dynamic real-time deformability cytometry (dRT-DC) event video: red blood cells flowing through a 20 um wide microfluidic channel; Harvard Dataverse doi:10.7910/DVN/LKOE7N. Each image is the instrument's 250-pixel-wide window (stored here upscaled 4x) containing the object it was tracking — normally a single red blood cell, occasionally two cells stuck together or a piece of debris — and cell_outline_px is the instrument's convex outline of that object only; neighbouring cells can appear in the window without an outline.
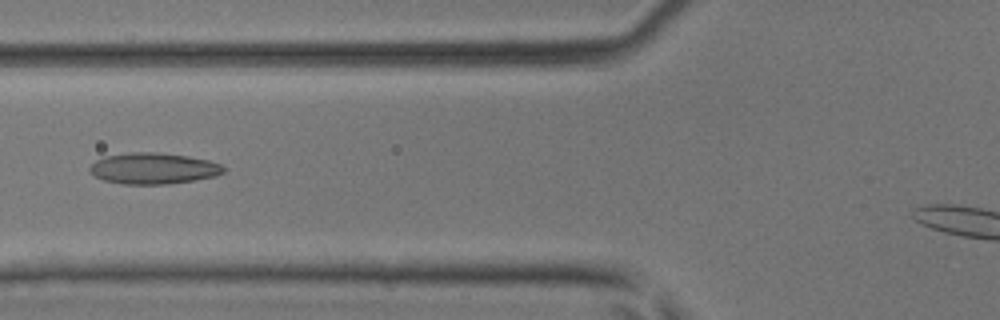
{"species": "common noctule bat (a hibernating species)", "species_latin": "Nyctalus noctula", "temperature_condition": "room temperature", "stored_images_in_passage": 32, "camera_frame_rate_fps": 3000, "um_per_image_px": 0.085, "animal": {"sex": "male", "body_mass_g": 17.9, "forearm_length_mm": 54.2}, "frame": {"image": 1, "passage_image": 8, "time_ms": 2.333, "image_size_px": [1000, 320], "cell_outline_px": [[228, 168], [224, 172], [216, 176], [168, 184], [124, 184], [104, 180], [96, 176], [88, 168], [96, 160], [104, 156], [128, 152], [156, 152], [188, 156], [208, 160], [220, 164]], "centroid_in_image_um": [13.06, 14.3], "position_along_channel_um": 112.7, "area_um2": 24.28}}
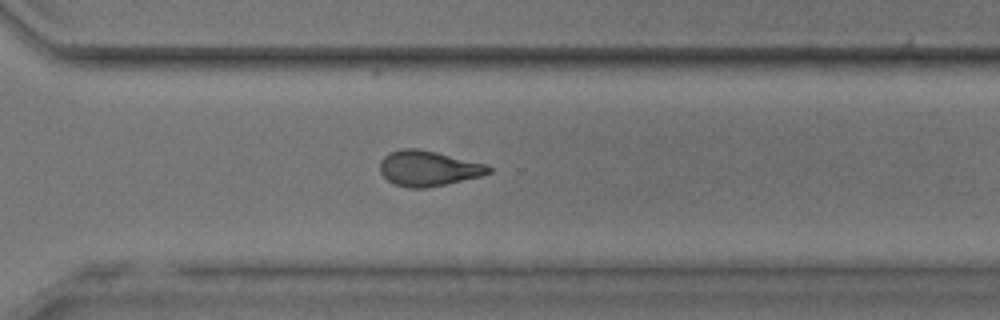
{"frame": {"image": 2, "passage_image": 23, "time_ms": 7.333, "image_size_px": [1000, 320], "cell_outline_px": [[492, 172], [480, 176], [428, 188], [408, 188], [396, 184], [388, 180], [380, 172], [380, 160], [388, 152], [404, 148], [416, 148], [436, 152], [484, 164], [492, 168]], "centroid_in_image_um": [36.37, 14.31], "position_along_channel_um": 334.2, "area_um2": 22.2}}
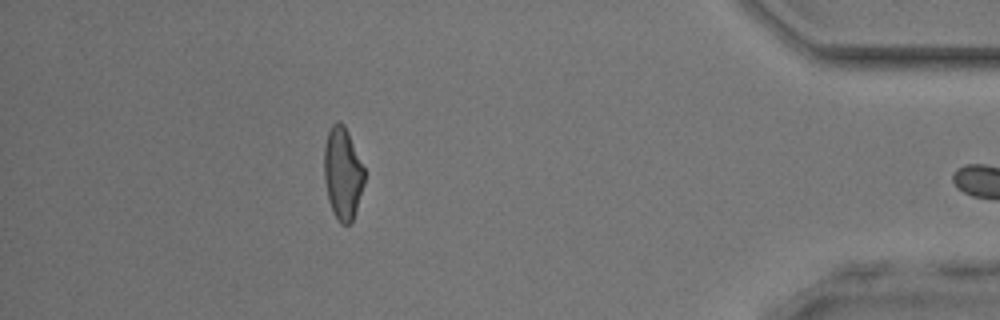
{"frame": {"image": 3, "passage_image": 31, "time_ms": 10.0, "image_size_px": [1000, 320], "cell_outline_px": [[364, 184], [356, 212], [352, 220], [348, 224], [340, 224], [336, 220], [328, 200], [324, 180], [324, 144], [328, 132], [332, 124], [336, 120], [340, 120], [344, 124], [348, 132], [364, 168]], "centroid_in_image_um": [29.11, 14.73], "position_along_channel_um": 406.1, "area_um2": 21.85}}